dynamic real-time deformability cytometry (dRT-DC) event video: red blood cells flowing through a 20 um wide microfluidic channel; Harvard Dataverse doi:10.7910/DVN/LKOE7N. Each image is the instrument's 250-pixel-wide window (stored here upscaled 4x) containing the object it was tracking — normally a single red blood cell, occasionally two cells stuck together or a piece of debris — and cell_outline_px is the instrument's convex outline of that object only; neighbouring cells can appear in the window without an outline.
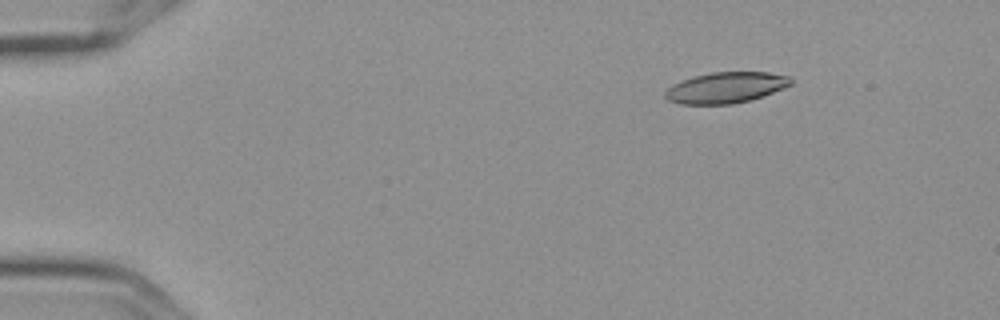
{"species": "Egyptian fruit bat (a non-hibernating species)", "species_latin": "Rousettus aegyptiacus", "temperature_condition": "cold", "stored_images_in_passage": 4, "camera_frame_rate_fps": 3000, "um_per_image_px": 0.085, "frame": {"image": 1, "passage_image": 1, "time_ms": 0.0, "image_size_px": [1000, 320], "cell_outline_px": [[792, 84], [784, 88], [764, 96], [732, 104], [680, 104], [668, 100], [664, 96], [664, 92], [672, 84], [680, 80], [692, 76], [712, 72], [768, 72], [788, 76], [792, 80]], "centroid_in_image_um": [61.67, 7.44], "position_along_channel_um": 23.3, "area_um2": 22.77}}
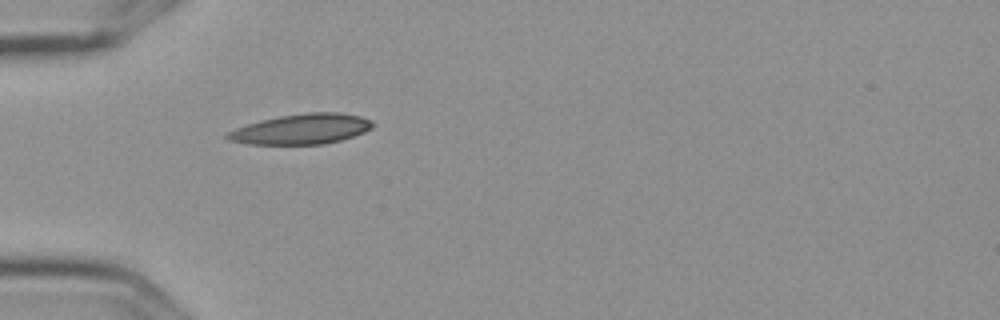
{"frame": {"image": 2, "passage_image": 4, "time_ms": 1.0, "image_size_px": [1000, 320], "cell_outline_px": [[376, 124], [372, 128], [364, 132], [340, 140], [324, 144], [248, 144], [228, 140], [224, 136], [228, 132], [236, 128], [260, 120], [280, 116], [308, 112], [340, 112], [360, 116], [372, 120]], "centroid_in_image_um": [25.65, 10.96], "position_along_channel_um": 59.4, "area_um2": 25.61}}